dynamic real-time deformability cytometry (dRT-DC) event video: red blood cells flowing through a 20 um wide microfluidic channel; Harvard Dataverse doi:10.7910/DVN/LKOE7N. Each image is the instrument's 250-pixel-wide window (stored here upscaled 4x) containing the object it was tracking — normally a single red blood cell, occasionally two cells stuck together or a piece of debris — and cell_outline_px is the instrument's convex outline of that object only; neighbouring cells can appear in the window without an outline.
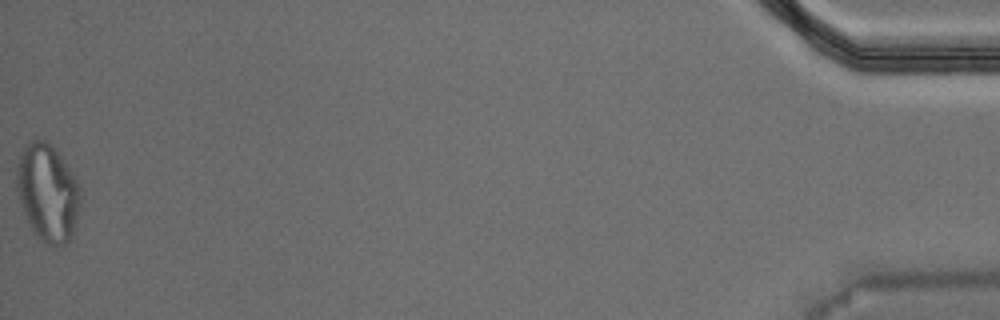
{"species": "Egyptian fruit bat (a non-hibernating species)", "species_latin": "Rousettus aegyptiacus", "temperature_condition": "warm", "stored_images_in_passage": 53, "camera_frame_rate_fps": 3000, "um_per_image_px": 0.085, "animal": {"sex": "male"}, "frame": {"image": 1, "passage_image": 53, "time_ms": 17.333, "image_size_px": [1000, 320], "cell_outline_px": [[80, 204], [72, 240], [64, 244], [44, 244], [32, 232], [20, 204], [16, 188], [16, 168], [20, 152], [24, 144], [28, 140], [44, 140], [60, 156], [72, 172], [80, 188]], "centroid_in_image_um": [4.02, 16.4], "position_along_channel_um": 431.2, "area_um2": 36.36}, "authors_computed_cell_mechanics": {"area_um2": 20.8658, "velocity_mm_per_s": 3.7241, "shape_relaxation_time_tau1_ms": null, "shape_relaxation_time_tau2_ms": 1.7871, "deformation_change_tau1": null, "deformation_change_tau2": 0.1011}}